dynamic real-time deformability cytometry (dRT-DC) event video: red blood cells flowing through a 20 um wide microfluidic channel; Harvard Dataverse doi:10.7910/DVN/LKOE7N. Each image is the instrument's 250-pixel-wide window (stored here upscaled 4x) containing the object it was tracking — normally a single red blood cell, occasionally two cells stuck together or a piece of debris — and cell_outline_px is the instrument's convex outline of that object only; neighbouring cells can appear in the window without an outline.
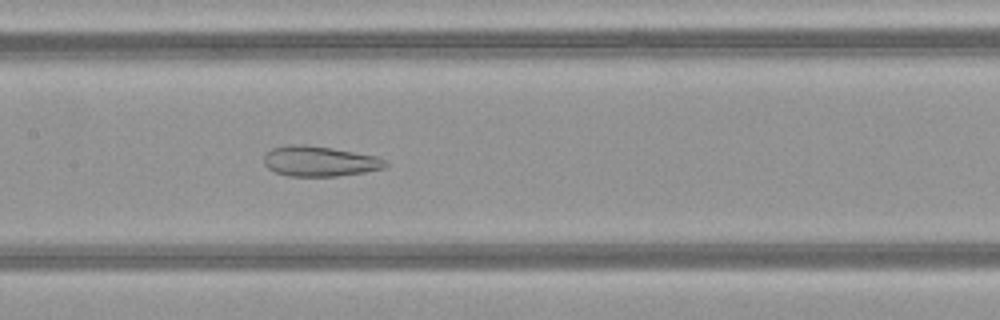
{"species": "common noctule bat (a hibernating species)", "species_latin": "Nyctalus noctula", "temperature_condition": "warm", "stored_images_in_passage": 50, "segment_of_instrument_passage": [1, 2], "camera_frame_rate_fps": 3000, "um_per_image_px": 0.085, "animal": {"sex": "female", "body_mass_g": 21.9}, "frame": {"image": 1, "passage_image": 24, "time_ms": 7.667, "image_size_px": [1000, 320], "cell_outline_px": [[388, 164], [384, 168], [364, 172], [336, 176], [288, 176], [276, 172], [268, 168], [264, 164], [264, 152], [272, 148], [288, 144], [304, 144], [332, 148], [376, 156], [384, 160]], "centroid_in_image_um": [27.12, 13.69], "position_along_channel_um": 180.3, "area_um2": 21.44}}
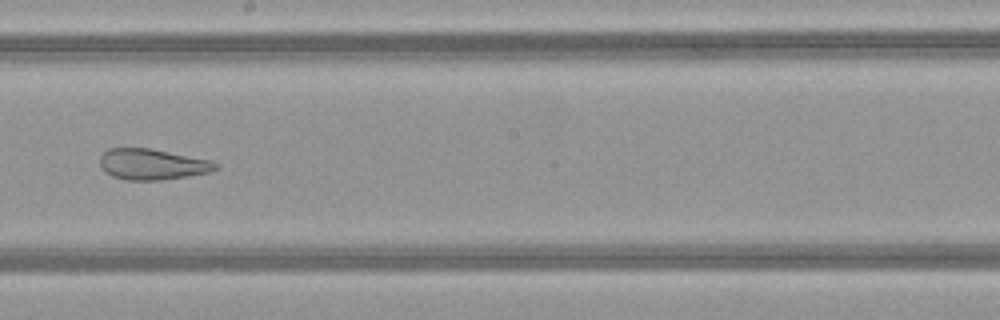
{"frame": {"image": 2, "passage_image": 28, "time_ms": 9.0, "image_size_px": [1000, 320], "cell_outline_px": [[220, 168], [208, 172], [188, 176], [160, 180], [128, 180], [112, 176], [104, 172], [100, 168], [100, 156], [108, 148], [152, 148], [212, 160]], "centroid_in_image_um": [12.93, 13.96], "position_along_channel_um": 235.3, "area_um2": 20.98}}
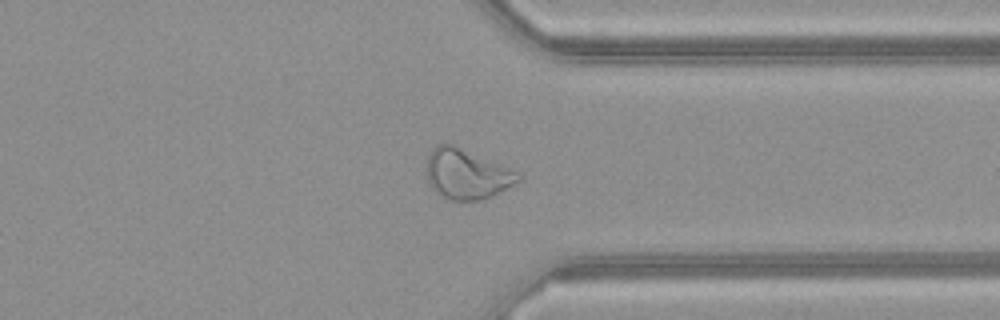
{"frame": {"image": 3, "passage_image": 38, "time_ms": 12.333, "image_size_px": [1000, 320], "cell_outline_px": [[524, 176], [520, 180], [492, 196], [480, 200], [452, 200], [436, 192], [432, 188], [428, 180], [428, 156], [432, 148], [436, 144], [456, 144], [520, 172]], "centroid_in_image_um": [39.71, 14.76], "position_along_channel_um": 371.7, "area_um2": 26.76}}